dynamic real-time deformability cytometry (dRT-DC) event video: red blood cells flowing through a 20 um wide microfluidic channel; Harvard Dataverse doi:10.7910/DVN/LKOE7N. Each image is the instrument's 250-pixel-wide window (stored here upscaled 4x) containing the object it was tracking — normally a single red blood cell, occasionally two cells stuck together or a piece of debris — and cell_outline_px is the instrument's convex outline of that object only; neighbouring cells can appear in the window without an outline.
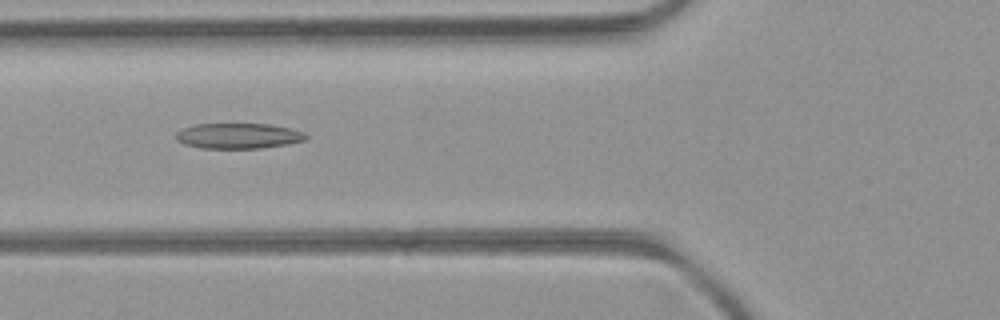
{"species": "common noctule bat (a hibernating species)", "species_latin": "Nyctalus noctula", "temperature_condition": "room temperature", "stored_images_in_passage": 44, "camera_frame_rate_fps": 3000, "um_per_image_px": 0.085, "animal": {"sex": "female", "body_mass_g": 21.9}, "frame": {"image": 1, "passage_image": 12, "time_ms": 3.667, "image_size_px": [1000, 320], "cell_outline_px": [[308, 136], [304, 140], [288, 144], [260, 148], [204, 148], [184, 144], [176, 140], [176, 132], [184, 128], [196, 124], [268, 124], [292, 128], [304, 132]], "centroid_in_image_um": [20.28, 11.54], "position_along_channel_um": 105.5, "area_um2": 19.19}}
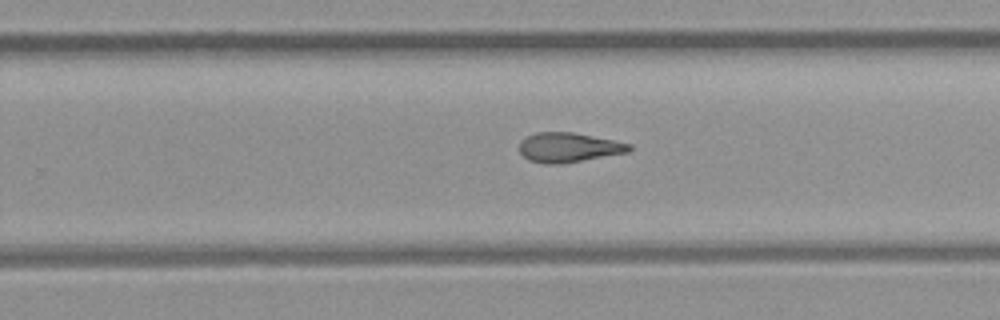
{"frame": {"image": 2, "passage_image": 25, "time_ms": 8.0, "image_size_px": [1000, 320], "cell_outline_px": [[632, 148], [628, 152], [556, 164], [544, 164], [528, 160], [520, 152], [520, 140], [536, 132], [576, 132], [632, 144]], "centroid_in_image_um": [48.32, 12.51], "position_along_channel_um": 281.5, "area_um2": 18.79}}
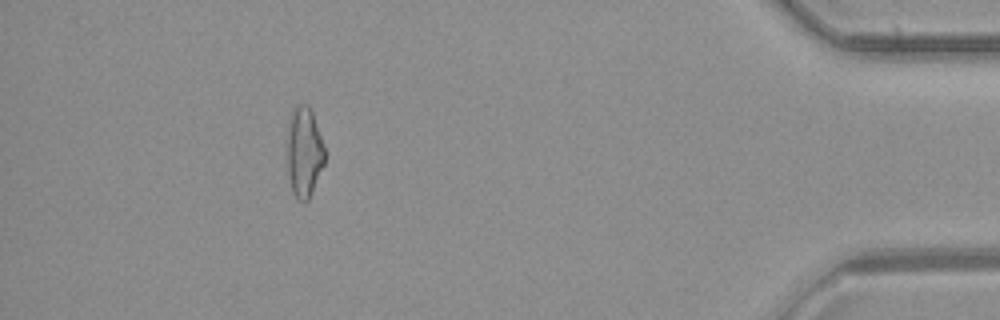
{"frame": {"image": 3, "passage_image": 39, "time_ms": 12.667, "image_size_px": [1000, 320], "cell_outline_px": [[324, 164], [308, 200], [300, 200], [292, 192], [288, 172], [288, 132], [292, 112], [296, 104], [308, 104], [312, 112], [324, 148]], "centroid_in_image_um": [25.85, 12.92], "position_along_channel_um": 409.3, "area_um2": 19.13}, "authors_computed_cell_mechanics": {"area_um2": 19.363, "velocity_mm_per_s": 4.0557, "shape_relaxation_time_tau1_ms": null, "shape_relaxation_time_tau2_ms": 3.654, "deformation_change_tau1": null, "deformation_change_tau2": 0.1358}}